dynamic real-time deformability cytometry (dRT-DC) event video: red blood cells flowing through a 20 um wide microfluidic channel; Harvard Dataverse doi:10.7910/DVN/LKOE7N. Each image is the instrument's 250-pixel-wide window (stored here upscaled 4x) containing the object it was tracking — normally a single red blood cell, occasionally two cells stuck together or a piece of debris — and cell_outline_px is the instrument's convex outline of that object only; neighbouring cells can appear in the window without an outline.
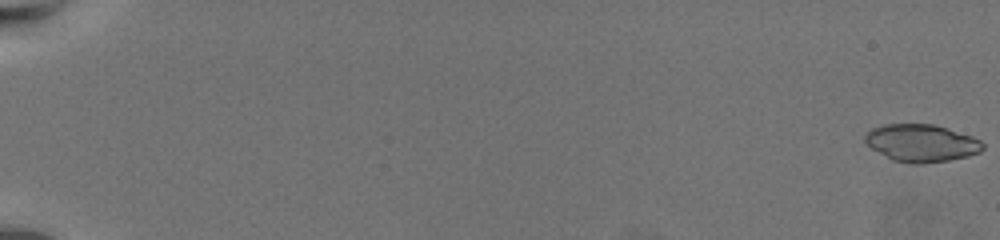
{"species": "common noctule bat (a hibernating species)", "species_latin": "Nyctalus noctula", "temperature_condition": "warm", "stored_images_in_passage": 64, "camera_frame_rate_fps": 3000, "um_per_image_px": 0.085, "animal": {"sex": "female", "body_mass_g": 19.5, "forearm_length_mm": 54.1}, "frame": {"image": 1, "passage_image": 1, "time_ms": 0.0, "image_size_px": [1000, 240], "cell_outline_px": [[984, 148], [980, 152], [968, 156], [948, 160], [916, 164], [892, 160], [872, 148], [864, 140], [864, 136], [872, 128], [884, 124], [932, 124], [972, 136], [980, 140], [984, 144]], "centroid_in_image_um": [78.32, 12.15], "position_along_channel_um": 6.7, "area_um2": 25.43}}
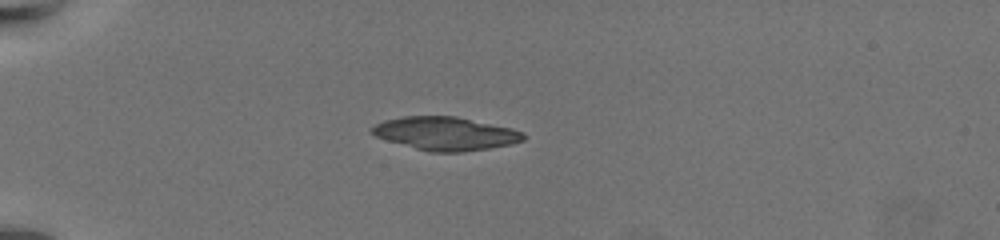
{"frame": {"image": 2, "passage_image": 21, "time_ms": 6.667, "image_size_px": [1000, 240], "cell_outline_px": [[524, 140], [508, 144], [488, 148], [464, 152], [432, 152], [416, 148], [388, 140], [376, 136], [372, 132], [372, 128], [376, 124], [384, 120], [404, 116], [456, 116], [512, 128], [524, 132]], "centroid_in_image_um": [37.89, 11.34], "position_along_channel_um": 47.1, "area_um2": 29.02}}